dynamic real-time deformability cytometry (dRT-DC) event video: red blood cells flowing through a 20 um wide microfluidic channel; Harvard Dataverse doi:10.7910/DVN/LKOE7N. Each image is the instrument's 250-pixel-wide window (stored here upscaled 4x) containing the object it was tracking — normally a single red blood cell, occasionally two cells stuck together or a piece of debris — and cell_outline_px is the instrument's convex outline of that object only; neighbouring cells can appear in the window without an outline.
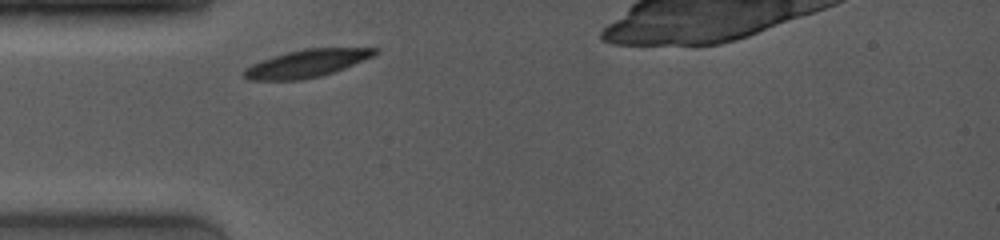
{"species": "common noctule bat (a hibernating species)", "species_latin": "Nyctalus noctula", "temperature_condition": "room temperature", "stored_images_in_passage": 1, "camera_frame_rate_fps": 4000, "um_per_image_px": 0.085, "animal": {"sex": "female", "body_mass_g": 19.0, "forearm_length_mm": 53.3}, "frame": {"image": 1, "passage_image": 1, "time_ms": 0.0, "image_size_px": [1000, 240], "cell_outline_px": [[380, 48], [372, 56], [344, 68], [320, 76], [300, 80], [248, 80], [244, 76], [244, 68], [252, 64], [272, 56], [304, 48]], "centroid_in_image_um": [26.02, 5.39], "position_along_channel_um": 59.0, "area_um2": 20.75}}